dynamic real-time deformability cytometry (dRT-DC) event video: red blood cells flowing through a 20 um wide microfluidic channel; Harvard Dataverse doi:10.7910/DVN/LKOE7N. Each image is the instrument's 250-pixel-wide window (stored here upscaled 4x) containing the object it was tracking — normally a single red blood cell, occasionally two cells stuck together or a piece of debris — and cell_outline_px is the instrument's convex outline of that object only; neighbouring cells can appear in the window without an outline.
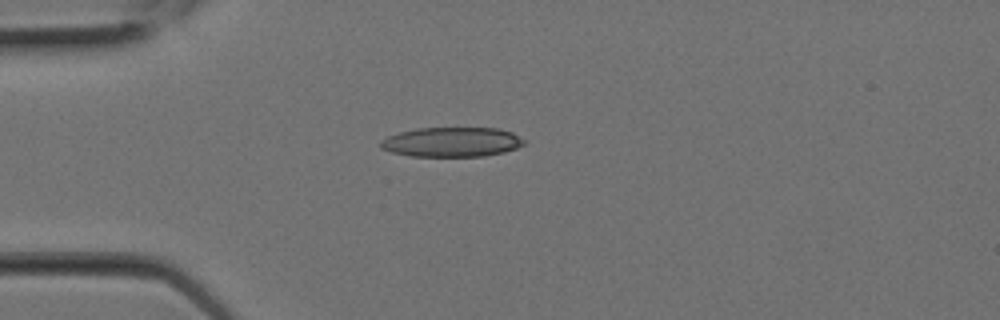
{"species": "Egyptian fruit bat (a non-hibernating species)", "species_latin": "Rousettus aegyptiacus", "temperature_condition": "room temperature", "stored_images_in_passage": 2, "camera_frame_rate_fps": 3000, "um_per_image_px": 0.085, "animal": {"sex": "female"}, "frame": {"image": 1, "passage_image": 2, "time_ms": 0.333, "image_size_px": [1000, 320], "cell_outline_px": [[528, 140], [524, 144], [516, 148], [504, 152], [484, 156], [412, 156], [392, 152], [380, 148], [380, 140], [388, 136], [400, 132], [416, 128], [496, 128], [512, 132]], "centroid_in_image_um": [38.42, 12.07], "position_along_channel_um": 46.6, "area_um2": 24.85}}